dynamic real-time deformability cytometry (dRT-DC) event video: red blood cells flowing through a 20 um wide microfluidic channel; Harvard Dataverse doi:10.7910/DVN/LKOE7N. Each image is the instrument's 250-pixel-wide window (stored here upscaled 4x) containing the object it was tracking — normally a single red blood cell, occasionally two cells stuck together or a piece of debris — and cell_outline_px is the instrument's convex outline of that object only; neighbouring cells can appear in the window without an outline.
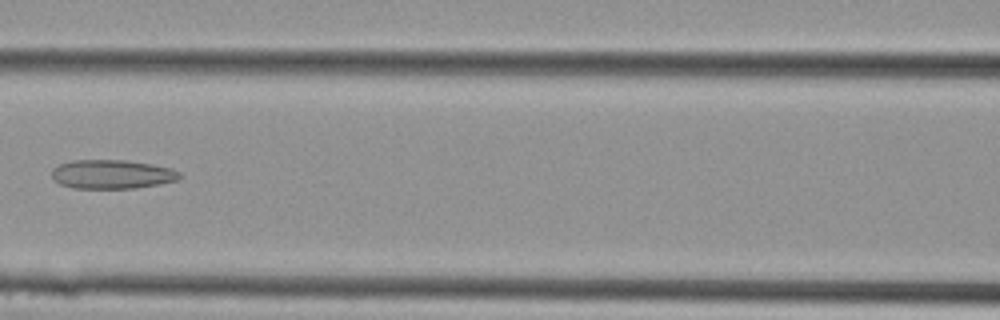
{"species": "Egyptian fruit bat (a non-hibernating species)", "species_latin": "Rousettus aegyptiacus", "temperature_condition": "cold", "stored_images_in_passage": 11, "camera_frame_rate_fps": 3000, "um_per_image_px": 0.085, "animal": {"sex": "female"}, "frame": {"image": 1, "passage_image": 10, "time_ms": 3.0, "image_size_px": [1000, 320], "cell_outline_px": [[184, 176], [180, 180], [160, 184], [136, 188], [72, 188], [60, 184], [52, 180], [52, 168], [60, 164], [72, 160], [128, 160], [152, 164], [172, 168], [180, 172]], "centroid_in_image_um": [9.56, 14.81], "position_along_channel_um": 157.0, "area_um2": 21.96}}